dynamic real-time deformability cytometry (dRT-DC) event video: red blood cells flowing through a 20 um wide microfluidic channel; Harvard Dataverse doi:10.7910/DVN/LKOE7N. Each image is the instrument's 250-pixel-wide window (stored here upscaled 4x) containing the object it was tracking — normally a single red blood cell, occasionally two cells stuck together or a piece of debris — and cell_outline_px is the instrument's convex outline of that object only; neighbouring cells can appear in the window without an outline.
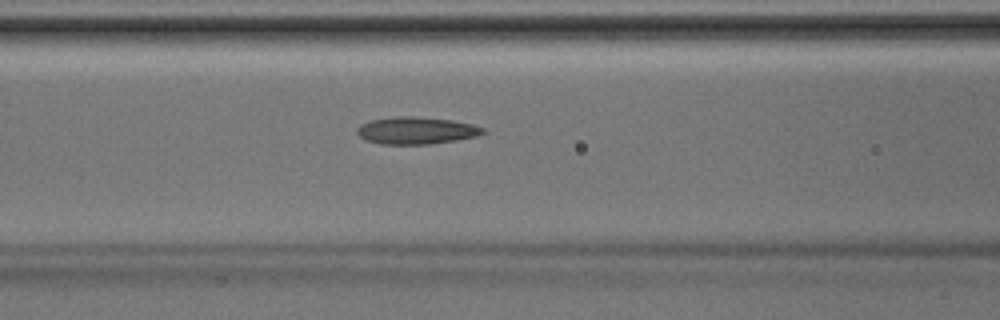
{"species": "Egyptian fruit bat (a non-hibernating species)", "species_latin": "Rousettus aegyptiacus", "temperature_condition": "room temperature", "stored_images_in_passage": 39, "camera_frame_rate_fps": 3000, "um_per_image_px": 0.085, "animal": {"sex": "male"}, "frame": {"image": 1, "passage_image": 14, "time_ms": 4.333, "image_size_px": [1000, 320], "cell_outline_px": [[484, 132], [476, 136], [456, 140], [428, 144], [380, 144], [364, 140], [356, 132], [356, 128], [360, 124], [368, 120], [396, 116], [416, 116], [452, 120], [472, 124], [484, 128]], "centroid_in_image_um": [35.32, 11.08], "position_along_channel_um": 131.3, "area_um2": 20.06}}
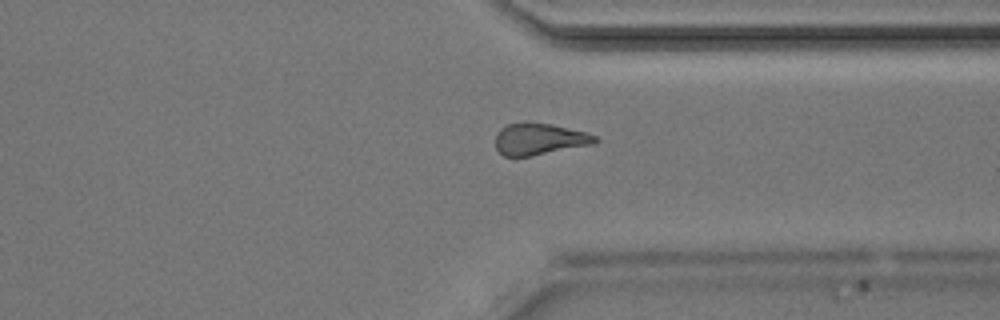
{"frame": {"image": 2, "passage_image": 29, "time_ms": 9.333, "image_size_px": [1000, 320], "cell_outline_px": [[600, 140], [596, 144], [532, 156], [504, 156], [496, 148], [496, 132], [500, 128], [508, 124], [524, 120], [552, 124], [588, 132], [596, 136]], "centroid_in_image_um": [45.88, 11.8], "position_along_channel_um": 365.5, "area_um2": 18.96}}
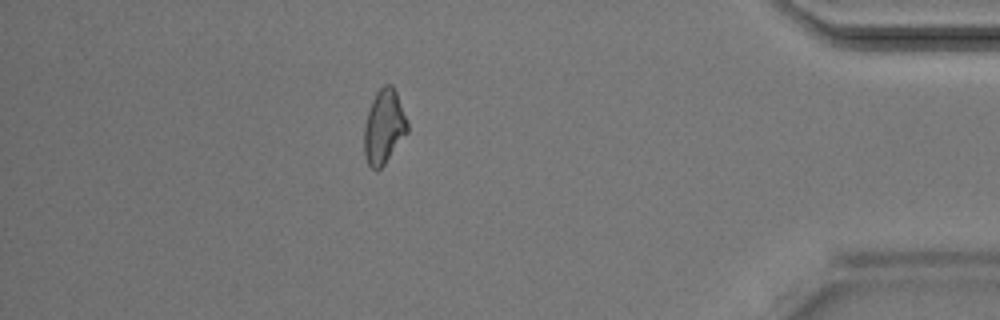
{"frame": {"image": 3, "passage_image": 34, "time_ms": 11.0, "image_size_px": [1000, 320], "cell_outline_px": [[408, 132], [384, 164], [376, 172], [368, 164], [364, 156], [364, 124], [372, 100], [376, 92], [384, 84], [392, 84], [396, 92], [408, 124]], "centroid_in_image_um": [32.62, 10.79], "position_along_channel_um": 402.6, "area_um2": 18.61}}